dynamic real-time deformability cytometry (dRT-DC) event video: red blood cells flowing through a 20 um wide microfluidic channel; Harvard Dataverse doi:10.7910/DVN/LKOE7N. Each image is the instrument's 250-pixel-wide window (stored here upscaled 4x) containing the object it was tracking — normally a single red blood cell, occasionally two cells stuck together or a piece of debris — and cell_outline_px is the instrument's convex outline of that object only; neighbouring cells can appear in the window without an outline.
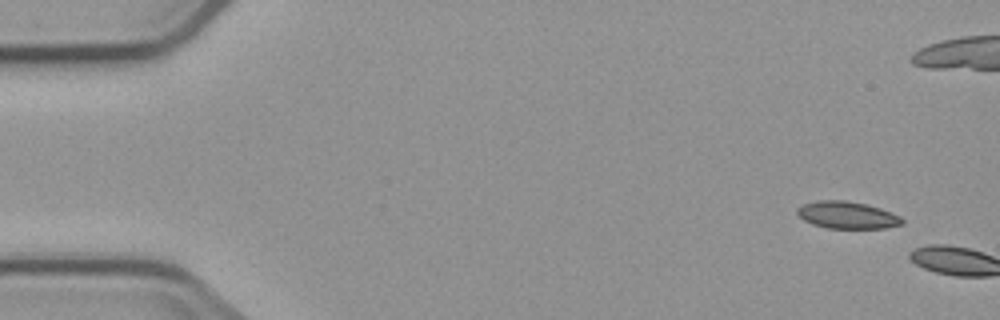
{"species": "common noctule bat (a hibernating species)", "species_latin": "Nyctalus noctula", "temperature_condition": "cold", "stored_images_in_passage": 7, "camera_frame_rate_fps": 3000, "um_per_image_px": 0.085, "animal": {"sex": "male", "body_mass_g": 23.1, "forearm_length_mm": 52.7}, "frame": {"image": 1, "passage_image": 1, "time_ms": 0.0, "image_size_px": [1000, 320], "cell_outline_px": [[904, 224], [884, 228], [828, 228], [812, 224], [804, 220], [796, 212], [796, 208], [804, 204], [816, 200], [844, 200], [868, 204], [880, 208], [900, 216], [904, 220]], "centroid_in_image_um": [72.01, 18.27], "position_along_channel_um": 13.0, "area_um2": 16.65}}
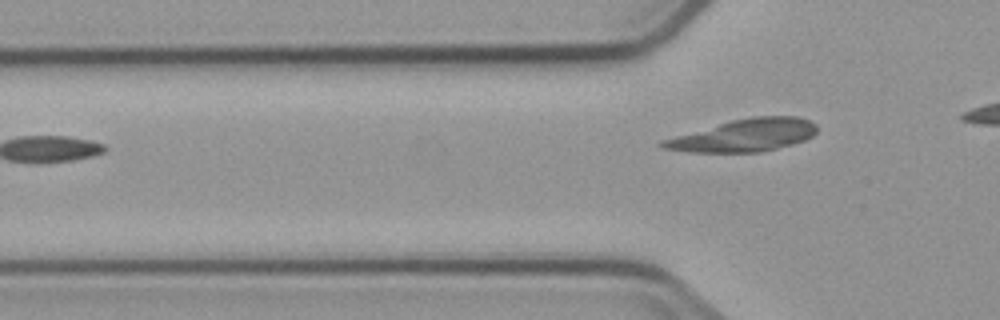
{"frame": {"image": 2, "passage_image": 7, "time_ms": 8.667, "image_size_px": [1000, 320], "cell_outline_px": [[816, 132], [812, 136], [804, 140], [792, 144], [760, 152], [688, 152], [660, 148], [656, 144], [660, 140], [732, 120], [752, 116], [796, 116], [808, 120], [816, 124]], "centroid_in_image_um": [63.2, 11.51], "position_along_channel_um": 62.6, "area_um2": 29.07}}